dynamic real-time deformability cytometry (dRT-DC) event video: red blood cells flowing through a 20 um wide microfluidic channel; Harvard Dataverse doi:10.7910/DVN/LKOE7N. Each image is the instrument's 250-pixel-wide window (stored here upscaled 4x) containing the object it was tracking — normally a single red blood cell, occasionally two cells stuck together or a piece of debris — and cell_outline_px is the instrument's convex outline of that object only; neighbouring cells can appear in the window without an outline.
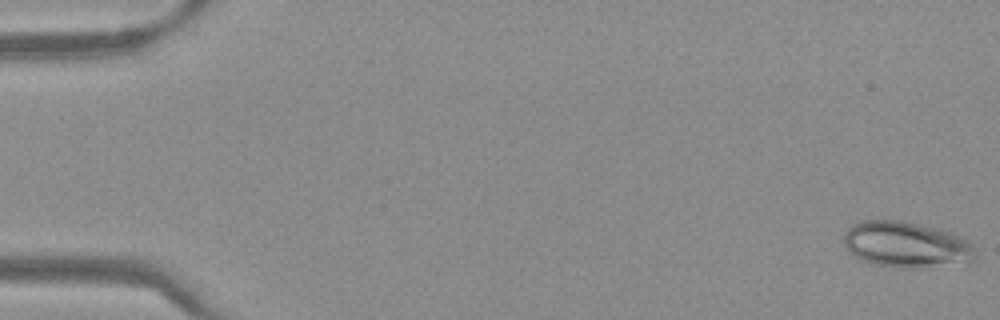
{"species": "Egyptian fruit bat (a non-hibernating species)", "species_latin": "Rousettus aegyptiacus", "temperature_condition": "warm", "stored_images_in_passage": 48, "camera_frame_rate_fps": 3000, "um_per_image_px": 0.085, "frame": {"image": 1, "passage_image": 1, "time_ms": 0.0, "image_size_px": [1000, 320], "cell_outline_px": [[976, 260], [920, 268], [892, 268], [876, 264], [864, 260], [848, 252], [844, 244], [844, 232], [852, 224], [860, 220], [900, 220], [952, 232], [968, 240], [972, 244]], "centroid_in_image_um": [76.99, 20.78], "position_along_channel_um": 8.0, "area_um2": 35.2}}
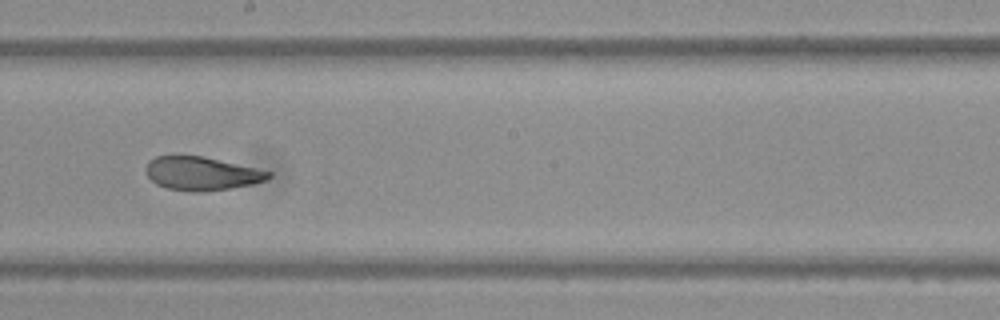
{"frame": {"image": 2, "passage_image": 29, "time_ms": 9.333, "image_size_px": [1000, 320], "cell_outline_px": [[272, 176], [268, 180], [252, 184], [228, 188], [200, 192], [192, 192], [168, 188], [156, 184], [144, 172], [144, 168], [148, 160], [156, 156], [204, 156], [256, 168], [272, 172]], "centroid_in_image_um": [17.12, 14.74], "position_along_channel_um": 231.1, "area_um2": 23.99}}
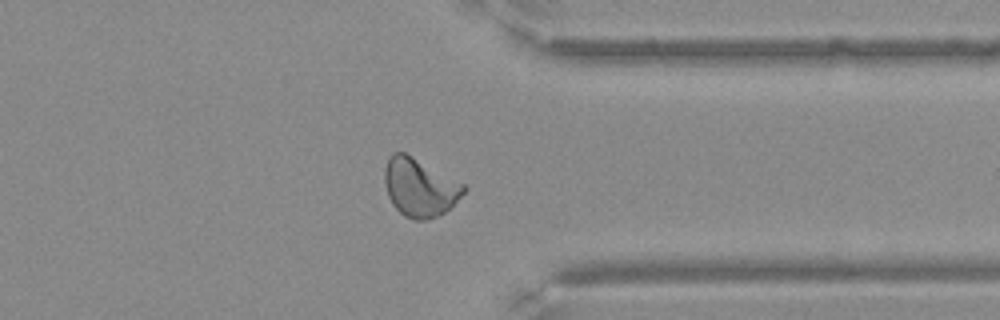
{"frame": {"image": 3, "passage_image": 40, "time_ms": 13.0, "image_size_px": [1000, 320], "cell_outline_px": [[468, 188], [444, 212], [436, 216], [424, 220], [412, 220], [404, 216], [392, 204], [388, 196], [384, 180], [384, 168], [388, 156], [392, 152], [404, 152], [464, 184]], "centroid_in_image_um": [35.62, 15.92], "position_along_channel_um": 375.8, "area_um2": 26.53}}